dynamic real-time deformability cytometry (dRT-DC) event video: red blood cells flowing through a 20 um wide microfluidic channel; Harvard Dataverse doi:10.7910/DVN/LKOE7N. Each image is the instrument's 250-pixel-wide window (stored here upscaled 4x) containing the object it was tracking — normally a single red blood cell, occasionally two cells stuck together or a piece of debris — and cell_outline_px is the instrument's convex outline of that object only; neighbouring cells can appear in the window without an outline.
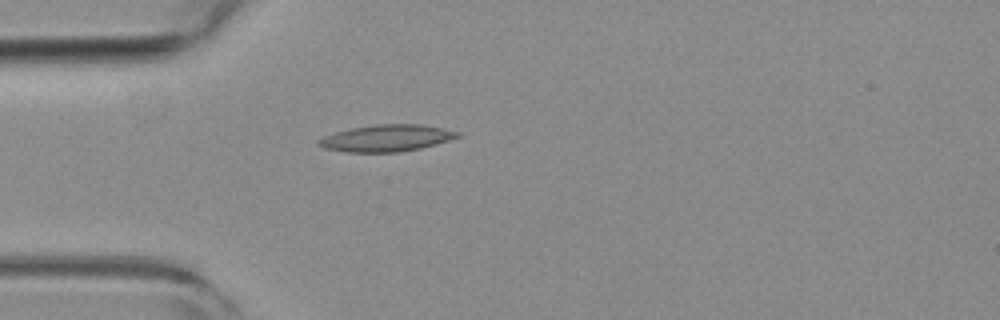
{"species": "common noctule bat (a hibernating species)", "species_latin": "Nyctalus noctula", "temperature_condition": "room temperature", "stored_images_in_passage": 9, "camera_frame_rate_fps": 3000, "um_per_image_px": 0.085, "animal": {"sex": "female", "body_mass_g": 19.3, "forearm_length_mm": 54.1}, "frame": {"image": 1, "passage_image": 1, "time_ms": 0.0, "image_size_px": [1000, 320], "cell_outline_px": [[460, 136], [436, 144], [420, 148], [400, 152], [344, 152], [324, 148], [316, 144], [316, 140], [324, 136], [336, 132], [352, 128], [376, 124], [420, 124], [460, 132]], "centroid_in_image_um": [32.81, 11.74], "position_along_channel_um": 52.2, "area_um2": 21.56}}
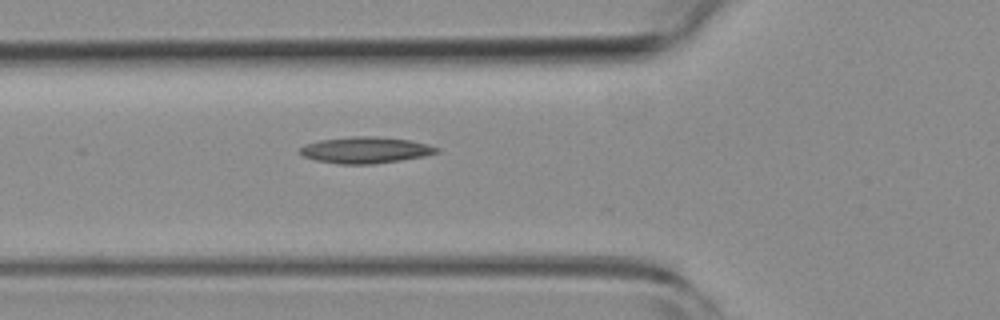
{"frame": {"image": 2, "passage_image": 5, "time_ms": 1.333, "image_size_px": [1000, 320], "cell_outline_px": [[440, 152], [424, 156], [400, 160], [372, 164], [340, 164], [316, 160], [304, 156], [300, 152], [300, 148], [304, 144], [320, 140], [352, 136], [376, 136], [408, 140], [428, 144], [440, 148]], "centroid_in_image_um": [31.08, 12.75], "position_along_channel_um": 94.7, "area_um2": 20.92}}
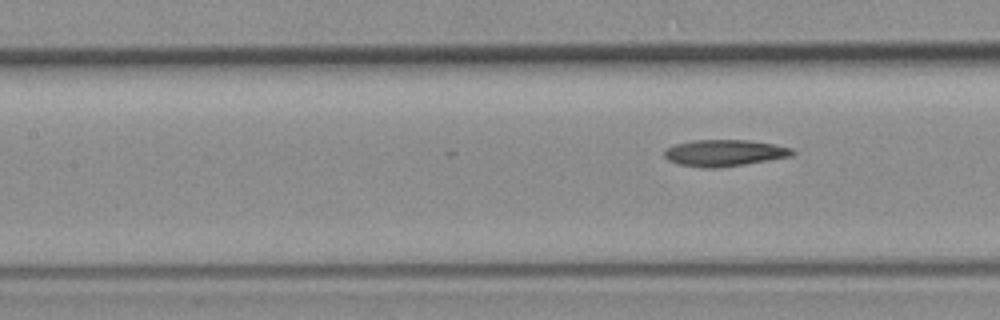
{"frame": {"image": 3, "passage_image": 9, "time_ms": 2.667, "image_size_px": [1000, 320], "cell_outline_px": [[796, 152], [792, 156], [744, 164], [716, 168], [704, 168], [680, 164], [668, 160], [664, 156], [664, 148], [676, 144], [692, 140], [748, 140], [772, 144], [792, 148]], "centroid_in_image_um": [61.55, 12.99], "position_along_channel_um": 145.8, "area_um2": 19.71}}